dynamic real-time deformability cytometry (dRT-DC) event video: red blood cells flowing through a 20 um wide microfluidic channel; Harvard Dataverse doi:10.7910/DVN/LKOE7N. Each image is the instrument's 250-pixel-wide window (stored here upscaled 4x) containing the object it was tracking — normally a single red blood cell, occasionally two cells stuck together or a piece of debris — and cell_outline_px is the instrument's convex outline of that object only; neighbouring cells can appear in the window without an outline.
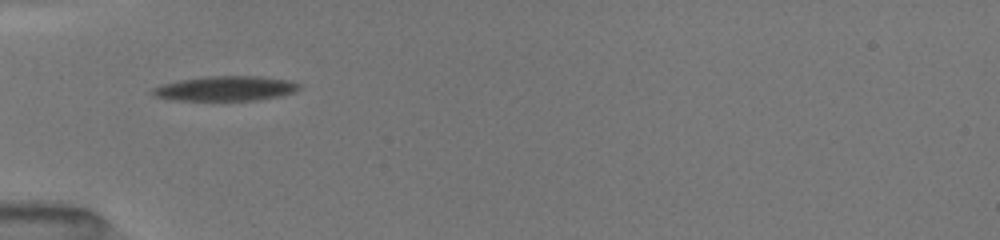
{"species": "common noctule bat (a hibernating species)", "species_latin": "Nyctalus noctula", "temperature_condition": "room temperature", "stored_images_in_passage": 9, "camera_frame_rate_fps": 3000, "um_per_image_px": 0.085, "animal": {"sex": "female", "body_mass_g": 19.5, "forearm_length_mm": 54.1}, "frame": {"image": 1, "passage_image": 1, "time_ms": 0.0, "image_size_px": [1000, 240], "cell_outline_px": [[300, 88], [296, 92], [280, 96], [256, 100], [176, 100], [156, 96], [148, 92], [152, 88], [164, 84], [180, 80], [208, 76], [260, 76], [288, 80], [300, 84]], "centroid_in_image_um": [19.2, 7.52], "position_along_channel_um": 65.8, "area_um2": 21.1}}
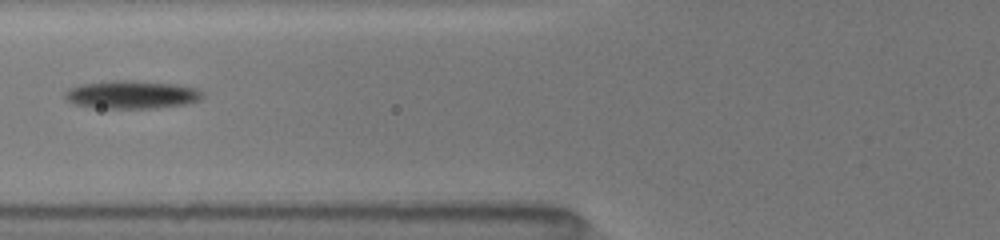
{"frame": {"image": 2, "passage_image": 4, "time_ms": 1.333, "image_size_px": [1000, 240], "cell_outline_px": [[204, 92], [200, 100], [188, 104], [156, 108], [92, 108], [76, 104], [68, 100], [64, 96], [64, 92], [68, 88], [80, 84], [116, 80], [132, 80], [176, 84], [196, 88]], "centroid_in_image_um": [11.2, 8.04], "position_along_channel_um": 114.6, "area_um2": 22.72}}
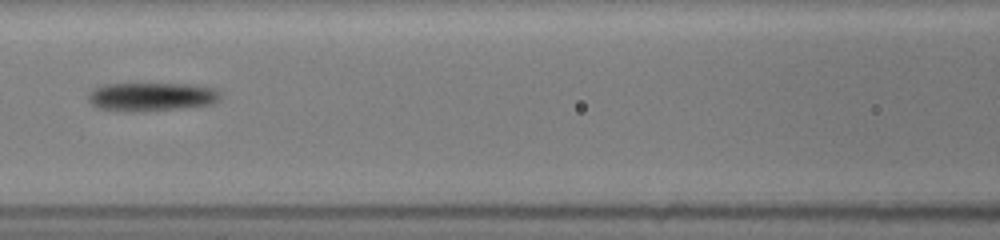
{"frame": {"image": 3, "passage_image": 7, "time_ms": 2.333, "image_size_px": [1000, 240], "cell_outline_px": [[220, 100], [212, 104], [144, 112], [132, 112], [100, 108], [92, 104], [88, 100], [88, 92], [92, 88], [100, 84], [188, 84], [212, 88], [220, 96]], "centroid_in_image_um": [12.8, 8.22], "position_along_channel_um": 153.8, "area_um2": 21.96}}